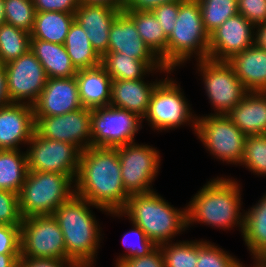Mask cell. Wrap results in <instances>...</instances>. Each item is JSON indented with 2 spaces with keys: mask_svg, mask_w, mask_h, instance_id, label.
I'll return each instance as SVG.
<instances>
[{
  "mask_svg": "<svg viewBox=\"0 0 266 267\" xmlns=\"http://www.w3.org/2000/svg\"><path fill=\"white\" fill-rule=\"evenodd\" d=\"M76 80L84 108L94 109L109 105L112 79L101 65L78 70Z\"/></svg>",
  "mask_w": 266,
  "mask_h": 267,
  "instance_id": "cb8c5ba5",
  "label": "cell"
},
{
  "mask_svg": "<svg viewBox=\"0 0 266 267\" xmlns=\"http://www.w3.org/2000/svg\"><path fill=\"white\" fill-rule=\"evenodd\" d=\"M142 119L130 111L108 105L91 110V146L116 148L135 142Z\"/></svg>",
  "mask_w": 266,
  "mask_h": 267,
  "instance_id": "8fae6325",
  "label": "cell"
},
{
  "mask_svg": "<svg viewBox=\"0 0 266 267\" xmlns=\"http://www.w3.org/2000/svg\"><path fill=\"white\" fill-rule=\"evenodd\" d=\"M101 66L112 80H139L150 73H170L174 70H152L144 61L120 52H107L101 57ZM156 71V72H155ZM155 72V73H154ZM146 75V76H145Z\"/></svg>",
  "mask_w": 266,
  "mask_h": 267,
  "instance_id": "4316f807",
  "label": "cell"
},
{
  "mask_svg": "<svg viewBox=\"0 0 266 267\" xmlns=\"http://www.w3.org/2000/svg\"><path fill=\"white\" fill-rule=\"evenodd\" d=\"M117 150L122 183L129 195L146 194L154 191L152 182L159 173L161 156L152 145L132 142Z\"/></svg>",
  "mask_w": 266,
  "mask_h": 267,
  "instance_id": "30bf717a",
  "label": "cell"
},
{
  "mask_svg": "<svg viewBox=\"0 0 266 267\" xmlns=\"http://www.w3.org/2000/svg\"><path fill=\"white\" fill-rule=\"evenodd\" d=\"M132 229L124 234L122 244L127 250L126 253L120 254L115 260V265H119L129 258H137L148 255L157 246L147 237L142 228L132 223ZM131 240V241H130Z\"/></svg>",
  "mask_w": 266,
  "mask_h": 267,
  "instance_id": "8d00e7d4",
  "label": "cell"
},
{
  "mask_svg": "<svg viewBox=\"0 0 266 267\" xmlns=\"http://www.w3.org/2000/svg\"><path fill=\"white\" fill-rule=\"evenodd\" d=\"M10 103L11 102L6 83V72L4 69V65L0 63V108Z\"/></svg>",
  "mask_w": 266,
  "mask_h": 267,
  "instance_id": "7dc6e473",
  "label": "cell"
},
{
  "mask_svg": "<svg viewBox=\"0 0 266 267\" xmlns=\"http://www.w3.org/2000/svg\"><path fill=\"white\" fill-rule=\"evenodd\" d=\"M94 264L95 263H87V264H84V265H81L80 267H94ZM115 267H120L119 265H116Z\"/></svg>",
  "mask_w": 266,
  "mask_h": 267,
  "instance_id": "11a10c76",
  "label": "cell"
},
{
  "mask_svg": "<svg viewBox=\"0 0 266 267\" xmlns=\"http://www.w3.org/2000/svg\"><path fill=\"white\" fill-rule=\"evenodd\" d=\"M36 12L57 11L75 13L80 6V0H32Z\"/></svg>",
  "mask_w": 266,
  "mask_h": 267,
  "instance_id": "7bdbcfd3",
  "label": "cell"
},
{
  "mask_svg": "<svg viewBox=\"0 0 266 267\" xmlns=\"http://www.w3.org/2000/svg\"><path fill=\"white\" fill-rule=\"evenodd\" d=\"M121 11L106 5L81 3L74 13L75 21L85 30L100 57L108 52L110 27Z\"/></svg>",
  "mask_w": 266,
  "mask_h": 267,
  "instance_id": "ffe728a7",
  "label": "cell"
},
{
  "mask_svg": "<svg viewBox=\"0 0 266 267\" xmlns=\"http://www.w3.org/2000/svg\"><path fill=\"white\" fill-rule=\"evenodd\" d=\"M20 248L21 257L66 259L63 233L53 215L23 218Z\"/></svg>",
  "mask_w": 266,
  "mask_h": 267,
  "instance_id": "7c38bea8",
  "label": "cell"
},
{
  "mask_svg": "<svg viewBox=\"0 0 266 267\" xmlns=\"http://www.w3.org/2000/svg\"><path fill=\"white\" fill-rule=\"evenodd\" d=\"M242 262L228 251L204 239L198 241L197 267H241Z\"/></svg>",
  "mask_w": 266,
  "mask_h": 267,
  "instance_id": "74e56055",
  "label": "cell"
},
{
  "mask_svg": "<svg viewBox=\"0 0 266 267\" xmlns=\"http://www.w3.org/2000/svg\"><path fill=\"white\" fill-rule=\"evenodd\" d=\"M208 48L209 34L204 28L198 0L179 1L177 19L167 41L166 67L180 68L194 55L196 60L207 59Z\"/></svg>",
  "mask_w": 266,
  "mask_h": 267,
  "instance_id": "5b68a950",
  "label": "cell"
},
{
  "mask_svg": "<svg viewBox=\"0 0 266 267\" xmlns=\"http://www.w3.org/2000/svg\"><path fill=\"white\" fill-rule=\"evenodd\" d=\"M90 206L109 214L107 210L93 205L76 194L52 214L63 233L66 259L73 260L79 266L96 263L97 250L101 247L102 229Z\"/></svg>",
  "mask_w": 266,
  "mask_h": 267,
  "instance_id": "3957f363",
  "label": "cell"
},
{
  "mask_svg": "<svg viewBox=\"0 0 266 267\" xmlns=\"http://www.w3.org/2000/svg\"><path fill=\"white\" fill-rule=\"evenodd\" d=\"M31 36L25 30L3 23L0 26V63L5 65L27 53Z\"/></svg>",
  "mask_w": 266,
  "mask_h": 267,
  "instance_id": "1f68e13d",
  "label": "cell"
},
{
  "mask_svg": "<svg viewBox=\"0 0 266 267\" xmlns=\"http://www.w3.org/2000/svg\"><path fill=\"white\" fill-rule=\"evenodd\" d=\"M75 194L108 212H120L127 203L119 156L115 148L88 147L82 151Z\"/></svg>",
  "mask_w": 266,
  "mask_h": 267,
  "instance_id": "6da1fadb",
  "label": "cell"
},
{
  "mask_svg": "<svg viewBox=\"0 0 266 267\" xmlns=\"http://www.w3.org/2000/svg\"><path fill=\"white\" fill-rule=\"evenodd\" d=\"M205 30L210 34L238 13L237 0H198Z\"/></svg>",
  "mask_w": 266,
  "mask_h": 267,
  "instance_id": "836d02e7",
  "label": "cell"
},
{
  "mask_svg": "<svg viewBox=\"0 0 266 267\" xmlns=\"http://www.w3.org/2000/svg\"><path fill=\"white\" fill-rule=\"evenodd\" d=\"M82 107L76 76L49 78L33 104L34 117L63 115Z\"/></svg>",
  "mask_w": 266,
  "mask_h": 267,
  "instance_id": "ac0fdd59",
  "label": "cell"
},
{
  "mask_svg": "<svg viewBox=\"0 0 266 267\" xmlns=\"http://www.w3.org/2000/svg\"><path fill=\"white\" fill-rule=\"evenodd\" d=\"M27 145L25 152L29 171L62 173L75 181L82 153L79 147L43 138L36 132Z\"/></svg>",
  "mask_w": 266,
  "mask_h": 267,
  "instance_id": "4fadbf2b",
  "label": "cell"
},
{
  "mask_svg": "<svg viewBox=\"0 0 266 267\" xmlns=\"http://www.w3.org/2000/svg\"><path fill=\"white\" fill-rule=\"evenodd\" d=\"M108 215L128 217L156 246L172 242L177 234L188 230L186 206L181 210L174 208L156 191L130 195L120 212H109Z\"/></svg>",
  "mask_w": 266,
  "mask_h": 267,
  "instance_id": "277c9868",
  "label": "cell"
},
{
  "mask_svg": "<svg viewBox=\"0 0 266 267\" xmlns=\"http://www.w3.org/2000/svg\"><path fill=\"white\" fill-rule=\"evenodd\" d=\"M254 36L255 26L237 13L209 34L208 58L228 61L254 45Z\"/></svg>",
  "mask_w": 266,
  "mask_h": 267,
  "instance_id": "2e32d148",
  "label": "cell"
},
{
  "mask_svg": "<svg viewBox=\"0 0 266 267\" xmlns=\"http://www.w3.org/2000/svg\"><path fill=\"white\" fill-rule=\"evenodd\" d=\"M227 62L249 92H266V50L254 44Z\"/></svg>",
  "mask_w": 266,
  "mask_h": 267,
  "instance_id": "7402d4cb",
  "label": "cell"
},
{
  "mask_svg": "<svg viewBox=\"0 0 266 267\" xmlns=\"http://www.w3.org/2000/svg\"><path fill=\"white\" fill-rule=\"evenodd\" d=\"M81 3L85 4H96V5H106L118 10L124 9L126 0H80Z\"/></svg>",
  "mask_w": 266,
  "mask_h": 267,
  "instance_id": "681fc988",
  "label": "cell"
},
{
  "mask_svg": "<svg viewBox=\"0 0 266 267\" xmlns=\"http://www.w3.org/2000/svg\"><path fill=\"white\" fill-rule=\"evenodd\" d=\"M28 172L26 152L21 149L0 150V190L19 194Z\"/></svg>",
  "mask_w": 266,
  "mask_h": 267,
  "instance_id": "f546056e",
  "label": "cell"
},
{
  "mask_svg": "<svg viewBox=\"0 0 266 267\" xmlns=\"http://www.w3.org/2000/svg\"><path fill=\"white\" fill-rule=\"evenodd\" d=\"M35 132L33 105L10 103L0 108V150L21 149Z\"/></svg>",
  "mask_w": 266,
  "mask_h": 267,
  "instance_id": "d6986e66",
  "label": "cell"
},
{
  "mask_svg": "<svg viewBox=\"0 0 266 267\" xmlns=\"http://www.w3.org/2000/svg\"><path fill=\"white\" fill-rule=\"evenodd\" d=\"M108 52H120L144 61L152 70H171L144 43L134 21L124 11L118 14L110 27Z\"/></svg>",
  "mask_w": 266,
  "mask_h": 267,
  "instance_id": "e0dca14e",
  "label": "cell"
},
{
  "mask_svg": "<svg viewBox=\"0 0 266 267\" xmlns=\"http://www.w3.org/2000/svg\"><path fill=\"white\" fill-rule=\"evenodd\" d=\"M22 216L19 211L18 194L0 190V224L21 225Z\"/></svg>",
  "mask_w": 266,
  "mask_h": 267,
  "instance_id": "f35d334b",
  "label": "cell"
},
{
  "mask_svg": "<svg viewBox=\"0 0 266 267\" xmlns=\"http://www.w3.org/2000/svg\"><path fill=\"white\" fill-rule=\"evenodd\" d=\"M258 260L266 266V252Z\"/></svg>",
  "mask_w": 266,
  "mask_h": 267,
  "instance_id": "db71d44e",
  "label": "cell"
},
{
  "mask_svg": "<svg viewBox=\"0 0 266 267\" xmlns=\"http://www.w3.org/2000/svg\"><path fill=\"white\" fill-rule=\"evenodd\" d=\"M181 0H126L123 11H152L164 3Z\"/></svg>",
  "mask_w": 266,
  "mask_h": 267,
  "instance_id": "bcb514c9",
  "label": "cell"
},
{
  "mask_svg": "<svg viewBox=\"0 0 266 267\" xmlns=\"http://www.w3.org/2000/svg\"><path fill=\"white\" fill-rule=\"evenodd\" d=\"M165 267H197L198 240L169 242L159 246Z\"/></svg>",
  "mask_w": 266,
  "mask_h": 267,
  "instance_id": "d6a6232c",
  "label": "cell"
},
{
  "mask_svg": "<svg viewBox=\"0 0 266 267\" xmlns=\"http://www.w3.org/2000/svg\"><path fill=\"white\" fill-rule=\"evenodd\" d=\"M244 212L243 241L250 255L258 260L266 252V193Z\"/></svg>",
  "mask_w": 266,
  "mask_h": 267,
  "instance_id": "484cf974",
  "label": "cell"
},
{
  "mask_svg": "<svg viewBox=\"0 0 266 267\" xmlns=\"http://www.w3.org/2000/svg\"><path fill=\"white\" fill-rule=\"evenodd\" d=\"M5 23L4 0H0V26Z\"/></svg>",
  "mask_w": 266,
  "mask_h": 267,
  "instance_id": "816d5d0a",
  "label": "cell"
},
{
  "mask_svg": "<svg viewBox=\"0 0 266 267\" xmlns=\"http://www.w3.org/2000/svg\"><path fill=\"white\" fill-rule=\"evenodd\" d=\"M19 267H80L70 259L19 258Z\"/></svg>",
  "mask_w": 266,
  "mask_h": 267,
  "instance_id": "f6af8a7d",
  "label": "cell"
},
{
  "mask_svg": "<svg viewBox=\"0 0 266 267\" xmlns=\"http://www.w3.org/2000/svg\"><path fill=\"white\" fill-rule=\"evenodd\" d=\"M91 110L82 107L63 115L35 117V132L43 138L76 145L84 151L91 146Z\"/></svg>",
  "mask_w": 266,
  "mask_h": 267,
  "instance_id": "9a60e30c",
  "label": "cell"
},
{
  "mask_svg": "<svg viewBox=\"0 0 266 267\" xmlns=\"http://www.w3.org/2000/svg\"><path fill=\"white\" fill-rule=\"evenodd\" d=\"M197 72L202 76L204 90L214 115L228 114L249 92L227 61L202 59Z\"/></svg>",
  "mask_w": 266,
  "mask_h": 267,
  "instance_id": "9c48e42d",
  "label": "cell"
},
{
  "mask_svg": "<svg viewBox=\"0 0 266 267\" xmlns=\"http://www.w3.org/2000/svg\"><path fill=\"white\" fill-rule=\"evenodd\" d=\"M74 21V13H62L57 11L36 12L30 36L34 39L64 44L69 29Z\"/></svg>",
  "mask_w": 266,
  "mask_h": 267,
  "instance_id": "83f0119b",
  "label": "cell"
},
{
  "mask_svg": "<svg viewBox=\"0 0 266 267\" xmlns=\"http://www.w3.org/2000/svg\"><path fill=\"white\" fill-rule=\"evenodd\" d=\"M241 187L233 177L217 176L207 181L186 205L187 228L195 223L224 231L238 226L242 235L245 214Z\"/></svg>",
  "mask_w": 266,
  "mask_h": 267,
  "instance_id": "7a4b0ae2",
  "label": "cell"
},
{
  "mask_svg": "<svg viewBox=\"0 0 266 267\" xmlns=\"http://www.w3.org/2000/svg\"><path fill=\"white\" fill-rule=\"evenodd\" d=\"M254 44L266 50V23L255 26Z\"/></svg>",
  "mask_w": 266,
  "mask_h": 267,
  "instance_id": "c3c4849f",
  "label": "cell"
},
{
  "mask_svg": "<svg viewBox=\"0 0 266 267\" xmlns=\"http://www.w3.org/2000/svg\"><path fill=\"white\" fill-rule=\"evenodd\" d=\"M20 226L0 224V254H21Z\"/></svg>",
  "mask_w": 266,
  "mask_h": 267,
  "instance_id": "60d3db41",
  "label": "cell"
},
{
  "mask_svg": "<svg viewBox=\"0 0 266 267\" xmlns=\"http://www.w3.org/2000/svg\"><path fill=\"white\" fill-rule=\"evenodd\" d=\"M238 166L249 169L254 175L266 176V134L247 136Z\"/></svg>",
  "mask_w": 266,
  "mask_h": 267,
  "instance_id": "e575fe53",
  "label": "cell"
},
{
  "mask_svg": "<svg viewBox=\"0 0 266 267\" xmlns=\"http://www.w3.org/2000/svg\"><path fill=\"white\" fill-rule=\"evenodd\" d=\"M4 69L10 102L33 105L48 80L34 53L29 50L16 60L5 64Z\"/></svg>",
  "mask_w": 266,
  "mask_h": 267,
  "instance_id": "5bb4252c",
  "label": "cell"
},
{
  "mask_svg": "<svg viewBox=\"0 0 266 267\" xmlns=\"http://www.w3.org/2000/svg\"><path fill=\"white\" fill-rule=\"evenodd\" d=\"M119 266L120 267H165L162 251L159 246H157L148 255L137 258H129L128 260L119 264Z\"/></svg>",
  "mask_w": 266,
  "mask_h": 267,
  "instance_id": "ee69618b",
  "label": "cell"
},
{
  "mask_svg": "<svg viewBox=\"0 0 266 267\" xmlns=\"http://www.w3.org/2000/svg\"><path fill=\"white\" fill-rule=\"evenodd\" d=\"M178 10L179 1L164 3L152 10V13L155 15V18L158 20L159 24H161L163 32L167 38L171 35V32L174 29Z\"/></svg>",
  "mask_w": 266,
  "mask_h": 267,
  "instance_id": "b9f144b4",
  "label": "cell"
},
{
  "mask_svg": "<svg viewBox=\"0 0 266 267\" xmlns=\"http://www.w3.org/2000/svg\"><path fill=\"white\" fill-rule=\"evenodd\" d=\"M133 21L144 43L166 67L167 41L161 24L152 11H124Z\"/></svg>",
  "mask_w": 266,
  "mask_h": 267,
  "instance_id": "f1b7e54d",
  "label": "cell"
},
{
  "mask_svg": "<svg viewBox=\"0 0 266 267\" xmlns=\"http://www.w3.org/2000/svg\"><path fill=\"white\" fill-rule=\"evenodd\" d=\"M195 135L217 160L232 165L242 161L247 136L227 115L197 116Z\"/></svg>",
  "mask_w": 266,
  "mask_h": 267,
  "instance_id": "ba28073f",
  "label": "cell"
},
{
  "mask_svg": "<svg viewBox=\"0 0 266 267\" xmlns=\"http://www.w3.org/2000/svg\"><path fill=\"white\" fill-rule=\"evenodd\" d=\"M5 23L31 33L36 16L32 0H4Z\"/></svg>",
  "mask_w": 266,
  "mask_h": 267,
  "instance_id": "d590c367",
  "label": "cell"
},
{
  "mask_svg": "<svg viewBox=\"0 0 266 267\" xmlns=\"http://www.w3.org/2000/svg\"><path fill=\"white\" fill-rule=\"evenodd\" d=\"M226 115L246 136L266 134V92H248Z\"/></svg>",
  "mask_w": 266,
  "mask_h": 267,
  "instance_id": "603a6c76",
  "label": "cell"
},
{
  "mask_svg": "<svg viewBox=\"0 0 266 267\" xmlns=\"http://www.w3.org/2000/svg\"><path fill=\"white\" fill-rule=\"evenodd\" d=\"M30 50L42 64L48 79L76 76L78 70L73 66L64 44L31 38Z\"/></svg>",
  "mask_w": 266,
  "mask_h": 267,
  "instance_id": "d4e9b609",
  "label": "cell"
},
{
  "mask_svg": "<svg viewBox=\"0 0 266 267\" xmlns=\"http://www.w3.org/2000/svg\"><path fill=\"white\" fill-rule=\"evenodd\" d=\"M238 13L254 26L266 23V0H237Z\"/></svg>",
  "mask_w": 266,
  "mask_h": 267,
  "instance_id": "ab89813d",
  "label": "cell"
},
{
  "mask_svg": "<svg viewBox=\"0 0 266 267\" xmlns=\"http://www.w3.org/2000/svg\"><path fill=\"white\" fill-rule=\"evenodd\" d=\"M139 80H112L109 105L130 111L142 120L147 114L151 95L162 79L150 83Z\"/></svg>",
  "mask_w": 266,
  "mask_h": 267,
  "instance_id": "44dd1931",
  "label": "cell"
},
{
  "mask_svg": "<svg viewBox=\"0 0 266 267\" xmlns=\"http://www.w3.org/2000/svg\"><path fill=\"white\" fill-rule=\"evenodd\" d=\"M168 74L171 75V72L167 73L166 78L162 79L155 87L147 114L142 121L146 120L152 130L158 132L174 130L181 125L188 124L195 134L197 116L193 114L191 105L182 92L183 89L176 82V79L168 77L170 76Z\"/></svg>",
  "mask_w": 266,
  "mask_h": 267,
  "instance_id": "52a82bcc",
  "label": "cell"
},
{
  "mask_svg": "<svg viewBox=\"0 0 266 267\" xmlns=\"http://www.w3.org/2000/svg\"><path fill=\"white\" fill-rule=\"evenodd\" d=\"M75 194V181L57 172L29 171L18 194L22 218L52 215Z\"/></svg>",
  "mask_w": 266,
  "mask_h": 267,
  "instance_id": "8992f818",
  "label": "cell"
},
{
  "mask_svg": "<svg viewBox=\"0 0 266 267\" xmlns=\"http://www.w3.org/2000/svg\"><path fill=\"white\" fill-rule=\"evenodd\" d=\"M21 254H0V267H19Z\"/></svg>",
  "mask_w": 266,
  "mask_h": 267,
  "instance_id": "f907efd6",
  "label": "cell"
},
{
  "mask_svg": "<svg viewBox=\"0 0 266 267\" xmlns=\"http://www.w3.org/2000/svg\"><path fill=\"white\" fill-rule=\"evenodd\" d=\"M253 266L252 267H266L263 263H261L259 260H254L253 261ZM245 264H242V266L241 267H245L244 266Z\"/></svg>",
  "mask_w": 266,
  "mask_h": 267,
  "instance_id": "f5cc1de1",
  "label": "cell"
},
{
  "mask_svg": "<svg viewBox=\"0 0 266 267\" xmlns=\"http://www.w3.org/2000/svg\"><path fill=\"white\" fill-rule=\"evenodd\" d=\"M64 47L77 70L95 68L101 65V57L92 48L85 30L76 21L69 29Z\"/></svg>",
  "mask_w": 266,
  "mask_h": 267,
  "instance_id": "4dcf8cb0",
  "label": "cell"
}]
</instances>
